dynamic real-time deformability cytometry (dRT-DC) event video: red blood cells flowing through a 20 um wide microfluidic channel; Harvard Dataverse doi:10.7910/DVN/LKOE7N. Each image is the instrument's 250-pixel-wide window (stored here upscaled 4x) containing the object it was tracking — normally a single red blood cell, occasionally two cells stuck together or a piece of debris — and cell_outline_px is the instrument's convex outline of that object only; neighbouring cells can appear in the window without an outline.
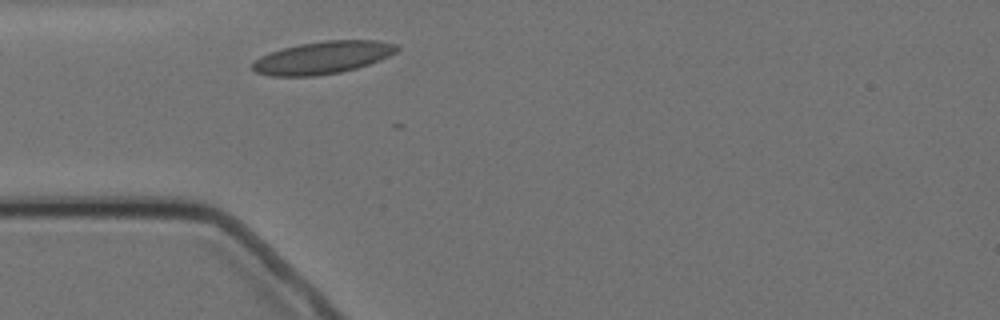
{"species": "Egyptian fruit bat (a non-hibernating species)", "species_latin": "Rousettus aegyptiacus", "temperature_condition": "cold", "stored_images_in_passage": 1, "camera_frame_rate_fps": 3000, "um_per_image_px": 0.085, "animal": {"sex": "female"}, "frame": {"image": 1, "passage_image": 1, "time_ms": 0.0, "image_size_px": [1000, 320], "cell_outline_px": [[400, 48], [396, 52], [388, 56], [368, 64], [356, 68], [340, 72], [312, 76], [272, 76], [256, 72], [252, 68], [252, 64], [260, 56], [284, 48], [300, 44], [324, 40], [376, 40], [396, 44]], "centroid_in_image_um": [27.44, 4.89], "position_along_channel_um": 57.6, "area_um2": 27.05}}